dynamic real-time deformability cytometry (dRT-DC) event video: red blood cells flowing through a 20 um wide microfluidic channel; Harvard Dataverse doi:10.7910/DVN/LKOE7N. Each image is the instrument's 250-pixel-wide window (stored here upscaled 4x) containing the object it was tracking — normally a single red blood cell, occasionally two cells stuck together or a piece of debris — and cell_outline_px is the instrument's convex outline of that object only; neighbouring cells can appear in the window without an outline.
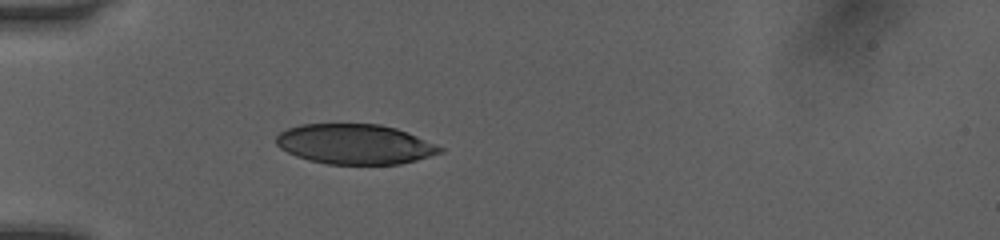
{"species": "human", "species_latin": "Homo sapiens", "temperature_condition": "room temperature", "stored_images_in_passage": 36, "camera_frame_rate_fps": 3000, "um_per_image_px": 0.085, "donor": {"sex": "female"}, "frame": {"image": 1, "passage_image": 1, "time_ms": 0.0, "image_size_px": [1000, 240], "cell_outline_px": [[444, 152], [416, 160], [400, 164], [328, 164], [308, 160], [296, 156], [280, 148], [276, 144], [276, 136], [280, 132], [288, 128], [300, 124], [380, 124], [396, 128], [416, 136], [444, 148]], "centroid_in_image_um": [30.15, 12.25], "position_along_channel_um": 54.9, "area_um2": 38.15}}
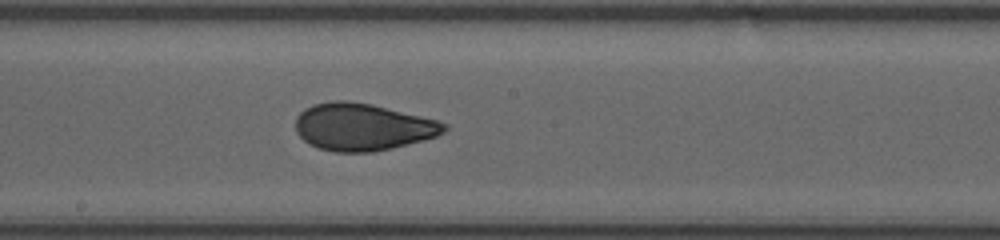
{"frame": {"image": 2, "passage_image": 14, "time_ms": 4.333, "image_size_px": [1000, 240], "cell_outline_px": [[448, 128], [444, 132], [436, 136], [424, 140], [392, 148], [372, 152], [336, 152], [320, 148], [308, 144], [296, 132], [296, 116], [304, 108], [316, 104], [332, 100], [344, 100], [372, 104], [436, 120], [448, 124]], "centroid_in_image_um": [30.81, 10.79], "position_along_channel_um": 217.4, "area_um2": 40.81}}
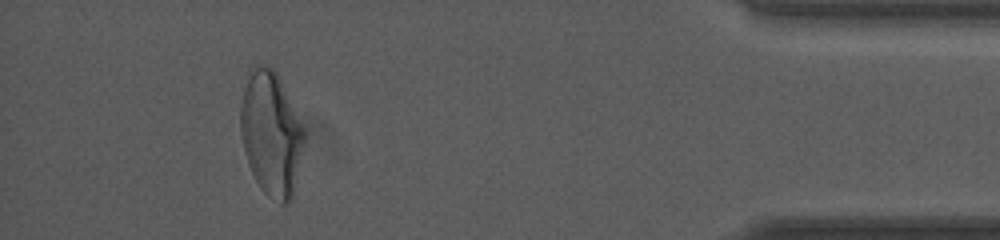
{"frame": {"image": 3, "passage_image": 32, "time_ms": 10.333, "image_size_px": [1000, 240], "cell_outline_px": [[304, 140], [292, 200], [288, 204], [280, 204], [268, 196], [260, 188], [248, 164], [244, 152], [240, 132], [240, 104], [248, 68], [256, 64], [260, 64], [272, 68], [276, 72], [304, 128]], "centroid_in_image_um": [23.01, 11.34], "position_along_channel_um": 412.2, "area_um2": 46.12}, "authors_computed_cell_mechanics": {"area_um2": 41.0091, "velocity_mm_per_s": 4.0815, "shape_relaxation_time_tau1_ms": 5.8913, "shape_relaxation_time_tau2_ms": 1.0897, "deformation_change_tau1": 0.1852, "deformation_change_tau2": 0.0683}}